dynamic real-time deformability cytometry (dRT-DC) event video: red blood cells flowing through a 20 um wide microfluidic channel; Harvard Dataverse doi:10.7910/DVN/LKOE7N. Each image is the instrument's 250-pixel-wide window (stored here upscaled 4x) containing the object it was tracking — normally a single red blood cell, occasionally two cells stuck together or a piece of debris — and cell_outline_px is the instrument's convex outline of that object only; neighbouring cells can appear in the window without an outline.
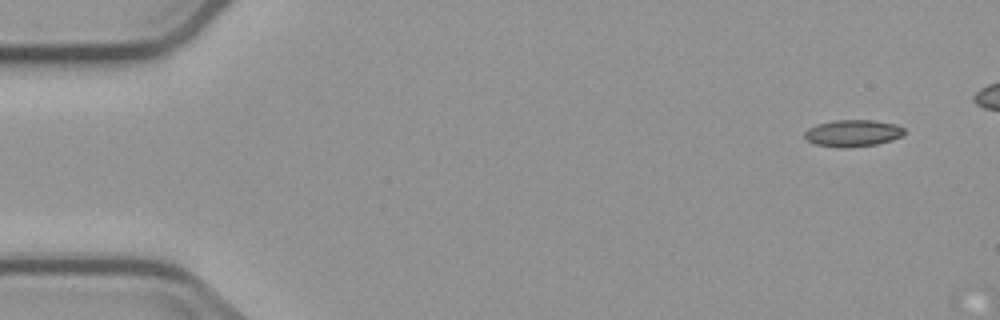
{"species": "common noctule bat (a hibernating species)", "species_latin": "Nyctalus noctula", "temperature_condition": "cold", "stored_images_in_passage": 3, "camera_frame_rate_fps": 3000, "um_per_image_px": 0.085, "animal": {"sex": "male", "body_mass_g": 23.1, "forearm_length_mm": 52.7}, "frame": {"image": 1, "passage_image": 1, "time_ms": 0.0, "image_size_px": [1000, 320], "cell_outline_px": [[904, 132], [900, 136], [892, 140], [876, 144], [840, 148], [816, 144], [808, 140], [804, 136], [804, 132], [808, 128], [816, 124], [832, 120], [872, 120], [896, 124], [904, 128]], "centroid_in_image_um": [72.46, 11.31], "position_along_channel_um": 12.5, "area_um2": 15.49}}